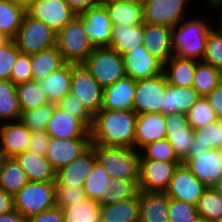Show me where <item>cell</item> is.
Returning a JSON list of instances; mask_svg holds the SVG:
<instances>
[{"instance_id": "db71d44e", "label": "cell", "mask_w": 222, "mask_h": 222, "mask_svg": "<svg viewBox=\"0 0 222 222\" xmlns=\"http://www.w3.org/2000/svg\"><path fill=\"white\" fill-rule=\"evenodd\" d=\"M51 137L45 130L31 131V137L28 145V151L35 154L46 156Z\"/></svg>"}, {"instance_id": "f546056e", "label": "cell", "mask_w": 222, "mask_h": 222, "mask_svg": "<svg viewBox=\"0 0 222 222\" xmlns=\"http://www.w3.org/2000/svg\"><path fill=\"white\" fill-rule=\"evenodd\" d=\"M100 220L101 222H139V193L135 198L101 205Z\"/></svg>"}, {"instance_id": "89a4df30", "label": "cell", "mask_w": 222, "mask_h": 222, "mask_svg": "<svg viewBox=\"0 0 222 222\" xmlns=\"http://www.w3.org/2000/svg\"><path fill=\"white\" fill-rule=\"evenodd\" d=\"M197 222H214V220H209V219H206V218L199 217Z\"/></svg>"}, {"instance_id": "7c38bea8", "label": "cell", "mask_w": 222, "mask_h": 222, "mask_svg": "<svg viewBox=\"0 0 222 222\" xmlns=\"http://www.w3.org/2000/svg\"><path fill=\"white\" fill-rule=\"evenodd\" d=\"M26 12L56 33L78 14L64 0H39L31 5Z\"/></svg>"}, {"instance_id": "1f68e13d", "label": "cell", "mask_w": 222, "mask_h": 222, "mask_svg": "<svg viewBox=\"0 0 222 222\" xmlns=\"http://www.w3.org/2000/svg\"><path fill=\"white\" fill-rule=\"evenodd\" d=\"M143 45V23L113 25L110 47L122 56Z\"/></svg>"}, {"instance_id": "f1b7e54d", "label": "cell", "mask_w": 222, "mask_h": 222, "mask_svg": "<svg viewBox=\"0 0 222 222\" xmlns=\"http://www.w3.org/2000/svg\"><path fill=\"white\" fill-rule=\"evenodd\" d=\"M198 62L195 59L181 58L173 55L164 64V74L168 84L176 87H192Z\"/></svg>"}, {"instance_id": "e7e4bbea", "label": "cell", "mask_w": 222, "mask_h": 222, "mask_svg": "<svg viewBox=\"0 0 222 222\" xmlns=\"http://www.w3.org/2000/svg\"><path fill=\"white\" fill-rule=\"evenodd\" d=\"M213 188L222 197V177L213 185Z\"/></svg>"}, {"instance_id": "bcb514c9", "label": "cell", "mask_w": 222, "mask_h": 222, "mask_svg": "<svg viewBox=\"0 0 222 222\" xmlns=\"http://www.w3.org/2000/svg\"><path fill=\"white\" fill-rule=\"evenodd\" d=\"M203 62L222 70V31L213 26L207 36Z\"/></svg>"}, {"instance_id": "91938a15", "label": "cell", "mask_w": 222, "mask_h": 222, "mask_svg": "<svg viewBox=\"0 0 222 222\" xmlns=\"http://www.w3.org/2000/svg\"><path fill=\"white\" fill-rule=\"evenodd\" d=\"M0 222H27V218L14 209L11 212L0 214Z\"/></svg>"}, {"instance_id": "52a82bcc", "label": "cell", "mask_w": 222, "mask_h": 222, "mask_svg": "<svg viewBox=\"0 0 222 222\" xmlns=\"http://www.w3.org/2000/svg\"><path fill=\"white\" fill-rule=\"evenodd\" d=\"M14 209L24 217L39 214L55 204L54 182H28L13 195Z\"/></svg>"}, {"instance_id": "30bf717a", "label": "cell", "mask_w": 222, "mask_h": 222, "mask_svg": "<svg viewBox=\"0 0 222 222\" xmlns=\"http://www.w3.org/2000/svg\"><path fill=\"white\" fill-rule=\"evenodd\" d=\"M193 0H146L143 6L144 23L174 28L186 18V6Z\"/></svg>"}, {"instance_id": "be15d7a7", "label": "cell", "mask_w": 222, "mask_h": 222, "mask_svg": "<svg viewBox=\"0 0 222 222\" xmlns=\"http://www.w3.org/2000/svg\"><path fill=\"white\" fill-rule=\"evenodd\" d=\"M215 10H216L215 14L219 15V17H218L219 20H218V23H217L216 27H218L222 31V5H219Z\"/></svg>"}, {"instance_id": "d4e9b609", "label": "cell", "mask_w": 222, "mask_h": 222, "mask_svg": "<svg viewBox=\"0 0 222 222\" xmlns=\"http://www.w3.org/2000/svg\"><path fill=\"white\" fill-rule=\"evenodd\" d=\"M139 222H169V197L165 192L139 190Z\"/></svg>"}, {"instance_id": "603a6c76", "label": "cell", "mask_w": 222, "mask_h": 222, "mask_svg": "<svg viewBox=\"0 0 222 222\" xmlns=\"http://www.w3.org/2000/svg\"><path fill=\"white\" fill-rule=\"evenodd\" d=\"M96 161L94 150L92 146H90L82 155L56 173L54 184H64L83 188L85 179L93 170Z\"/></svg>"}, {"instance_id": "03108f58", "label": "cell", "mask_w": 222, "mask_h": 222, "mask_svg": "<svg viewBox=\"0 0 222 222\" xmlns=\"http://www.w3.org/2000/svg\"><path fill=\"white\" fill-rule=\"evenodd\" d=\"M111 1H117V2H123V3H136V4L144 6L146 0H111Z\"/></svg>"}, {"instance_id": "003e7915", "label": "cell", "mask_w": 222, "mask_h": 222, "mask_svg": "<svg viewBox=\"0 0 222 222\" xmlns=\"http://www.w3.org/2000/svg\"><path fill=\"white\" fill-rule=\"evenodd\" d=\"M10 40L11 38H9L7 35L0 33V47L7 44Z\"/></svg>"}, {"instance_id": "4dcf8cb0", "label": "cell", "mask_w": 222, "mask_h": 222, "mask_svg": "<svg viewBox=\"0 0 222 222\" xmlns=\"http://www.w3.org/2000/svg\"><path fill=\"white\" fill-rule=\"evenodd\" d=\"M222 148V121L217 120L204 127L194 129V141L190 146L185 163L189 158L195 157V153L206 152L209 149Z\"/></svg>"}, {"instance_id": "7dc6e473", "label": "cell", "mask_w": 222, "mask_h": 222, "mask_svg": "<svg viewBox=\"0 0 222 222\" xmlns=\"http://www.w3.org/2000/svg\"><path fill=\"white\" fill-rule=\"evenodd\" d=\"M188 122L193 129L204 127L217 121L214 109L210 106L205 97H201L188 111Z\"/></svg>"}, {"instance_id": "d6986e66", "label": "cell", "mask_w": 222, "mask_h": 222, "mask_svg": "<svg viewBox=\"0 0 222 222\" xmlns=\"http://www.w3.org/2000/svg\"><path fill=\"white\" fill-rule=\"evenodd\" d=\"M91 146V139H59L51 138L46 158L53 169L58 172L74 161Z\"/></svg>"}, {"instance_id": "7a4b0ae2", "label": "cell", "mask_w": 222, "mask_h": 222, "mask_svg": "<svg viewBox=\"0 0 222 222\" xmlns=\"http://www.w3.org/2000/svg\"><path fill=\"white\" fill-rule=\"evenodd\" d=\"M197 15L189 18L187 16L172 29L174 55L181 58L195 59L201 61L206 46V39L210 29L216 23ZM189 18V19H188ZM209 21V22H208Z\"/></svg>"}, {"instance_id": "8d00e7d4", "label": "cell", "mask_w": 222, "mask_h": 222, "mask_svg": "<svg viewBox=\"0 0 222 222\" xmlns=\"http://www.w3.org/2000/svg\"><path fill=\"white\" fill-rule=\"evenodd\" d=\"M21 109L16 93V84L11 80L0 81V123L19 121Z\"/></svg>"}, {"instance_id": "b9f144b4", "label": "cell", "mask_w": 222, "mask_h": 222, "mask_svg": "<svg viewBox=\"0 0 222 222\" xmlns=\"http://www.w3.org/2000/svg\"><path fill=\"white\" fill-rule=\"evenodd\" d=\"M139 180L110 179V189L99 201L100 205L135 198L139 193Z\"/></svg>"}, {"instance_id": "3957f363", "label": "cell", "mask_w": 222, "mask_h": 222, "mask_svg": "<svg viewBox=\"0 0 222 222\" xmlns=\"http://www.w3.org/2000/svg\"><path fill=\"white\" fill-rule=\"evenodd\" d=\"M97 162L111 178L139 180L141 153L135 148L91 143Z\"/></svg>"}, {"instance_id": "ba28073f", "label": "cell", "mask_w": 222, "mask_h": 222, "mask_svg": "<svg viewBox=\"0 0 222 222\" xmlns=\"http://www.w3.org/2000/svg\"><path fill=\"white\" fill-rule=\"evenodd\" d=\"M70 93L94 116L102 109L103 88L83 65L72 63Z\"/></svg>"}, {"instance_id": "9f6ffc18", "label": "cell", "mask_w": 222, "mask_h": 222, "mask_svg": "<svg viewBox=\"0 0 222 222\" xmlns=\"http://www.w3.org/2000/svg\"><path fill=\"white\" fill-rule=\"evenodd\" d=\"M214 109L217 119L222 121V82L205 96Z\"/></svg>"}, {"instance_id": "9c48e42d", "label": "cell", "mask_w": 222, "mask_h": 222, "mask_svg": "<svg viewBox=\"0 0 222 222\" xmlns=\"http://www.w3.org/2000/svg\"><path fill=\"white\" fill-rule=\"evenodd\" d=\"M167 84L164 72L152 78L136 81L133 111L137 115L163 114V97Z\"/></svg>"}, {"instance_id": "5b68a950", "label": "cell", "mask_w": 222, "mask_h": 222, "mask_svg": "<svg viewBox=\"0 0 222 222\" xmlns=\"http://www.w3.org/2000/svg\"><path fill=\"white\" fill-rule=\"evenodd\" d=\"M83 65L103 89L125 77L124 58L111 47H96Z\"/></svg>"}, {"instance_id": "ac0fdd59", "label": "cell", "mask_w": 222, "mask_h": 222, "mask_svg": "<svg viewBox=\"0 0 222 222\" xmlns=\"http://www.w3.org/2000/svg\"><path fill=\"white\" fill-rule=\"evenodd\" d=\"M166 139L170 142L177 157L183 161L194 141V129L188 122L187 114L175 113L165 115Z\"/></svg>"}, {"instance_id": "c3c4849f", "label": "cell", "mask_w": 222, "mask_h": 222, "mask_svg": "<svg viewBox=\"0 0 222 222\" xmlns=\"http://www.w3.org/2000/svg\"><path fill=\"white\" fill-rule=\"evenodd\" d=\"M54 196L55 204L59 208H64L71 204L82 203L87 200L83 188L64 184H54Z\"/></svg>"}, {"instance_id": "5bb4252c", "label": "cell", "mask_w": 222, "mask_h": 222, "mask_svg": "<svg viewBox=\"0 0 222 222\" xmlns=\"http://www.w3.org/2000/svg\"><path fill=\"white\" fill-rule=\"evenodd\" d=\"M82 27L96 47H110L112 22L106 8L100 3L80 13Z\"/></svg>"}, {"instance_id": "6125c7cd", "label": "cell", "mask_w": 222, "mask_h": 222, "mask_svg": "<svg viewBox=\"0 0 222 222\" xmlns=\"http://www.w3.org/2000/svg\"><path fill=\"white\" fill-rule=\"evenodd\" d=\"M19 5L24 8L25 10H27L31 5H33L36 1L39 0H16Z\"/></svg>"}, {"instance_id": "d590c367", "label": "cell", "mask_w": 222, "mask_h": 222, "mask_svg": "<svg viewBox=\"0 0 222 222\" xmlns=\"http://www.w3.org/2000/svg\"><path fill=\"white\" fill-rule=\"evenodd\" d=\"M26 10L16 0H0V33L14 39Z\"/></svg>"}, {"instance_id": "d6a6232c", "label": "cell", "mask_w": 222, "mask_h": 222, "mask_svg": "<svg viewBox=\"0 0 222 222\" xmlns=\"http://www.w3.org/2000/svg\"><path fill=\"white\" fill-rule=\"evenodd\" d=\"M101 4L106 8L112 25L128 24L134 26L144 23L142 5L111 0H101Z\"/></svg>"}, {"instance_id": "11a10c76", "label": "cell", "mask_w": 222, "mask_h": 222, "mask_svg": "<svg viewBox=\"0 0 222 222\" xmlns=\"http://www.w3.org/2000/svg\"><path fill=\"white\" fill-rule=\"evenodd\" d=\"M27 222H65L61 208L54 206L27 218Z\"/></svg>"}, {"instance_id": "7bdbcfd3", "label": "cell", "mask_w": 222, "mask_h": 222, "mask_svg": "<svg viewBox=\"0 0 222 222\" xmlns=\"http://www.w3.org/2000/svg\"><path fill=\"white\" fill-rule=\"evenodd\" d=\"M199 217L209 220L222 218V197L213 186L207 187L196 205Z\"/></svg>"}, {"instance_id": "484cf974", "label": "cell", "mask_w": 222, "mask_h": 222, "mask_svg": "<svg viewBox=\"0 0 222 222\" xmlns=\"http://www.w3.org/2000/svg\"><path fill=\"white\" fill-rule=\"evenodd\" d=\"M72 63H65L61 68L45 78L37 80L38 87L47 96L50 103L58 104L71 89Z\"/></svg>"}, {"instance_id": "cb8c5ba5", "label": "cell", "mask_w": 222, "mask_h": 222, "mask_svg": "<svg viewBox=\"0 0 222 222\" xmlns=\"http://www.w3.org/2000/svg\"><path fill=\"white\" fill-rule=\"evenodd\" d=\"M31 131L21 121L0 124V147L5 157H15L28 149Z\"/></svg>"}, {"instance_id": "44dd1931", "label": "cell", "mask_w": 222, "mask_h": 222, "mask_svg": "<svg viewBox=\"0 0 222 222\" xmlns=\"http://www.w3.org/2000/svg\"><path fill=\"white\" fill-rule=\"evenodd\" d=\"M166 120L162 113L137 115L134 148L141 150L148 143L166 139Z\"/></svg>"}, {"instance_id": "9a60e30c", "label": "cell", "mask_w": 222, "mask_h": 222, "mask_svg": "<svg viewBox=\"0 0 222 222\" xmlns=\"http://www.w3.org/2000/svg\"><path fill=\"white\" fill-rule=\"evenodd\" d=\"M123 58L125 76L135 81L152 78L164 72V63L156 56L151 55L144 45L125 53Z\"/></svg>"}, {"instance_id": "277c9868", "label": "cell", "mask_w": 222, "mask_h": 222, "mask_svg": "<svg viewBox=\"0 0 222 222\" xmlns=\"http://www.w3.org/2000/svg\"><path fill=\"white\" fill-rule=\"evenodd\" d=\"M56 46L66 63H83L95 46L82 27L80 13L56 34Z\"/></svg>"}, {"instance_id": "2e32d148", "label": "cell", "mask_w": 222, "mask_h": 222, "mask_svg": "<svg viewBox=\"0 0 222 222\" xmlns=\"http://www.w3.org/2000/svg\"><path fill=\"white\" fill-rule=\"evenodd\" d=\"M184 164L207 187L213 186L222 177L221 149L195 153V157L189 158Z\"/></svg>"}, {"instance_id": "8992f818", "label": "cell", "mask_w": 222, "mask_h": 222, "mask_svg": "<svg viewBox=\"0 0 222 222\" xmlns=\"http://www.w3.org/2000/svg\"><path fill=\"white\" fill-rule=\"evenodd\" d=\"M56 34L46 24L26 12L14 41L21 53L32 55L54 47Z\"/></svg>"}, {"instance_id": "74e56055", "label": "cell", "mask_w": 222, "mask_h": 222, "mask_svg": "<svg viewBox=\"0 0 222 222\" xmlns=\"http://www.w3.org/2000/svg\"><path fill=\"white\" fill-rule=\"evenodd\" d=\"M222 82V70L203 61L196 65L193 88L201 97H205Z\"/></svg>"}, {"instance_id": "f907efd6", "label": "cell", "mask_w": 222, "mask_h": 222, "mask_svg": "<svg viewBox=\"0 0 222 222\" xmlns=\"http://www.w3.org/2000/svg\"><path fill=\"white\" fill-rule=\"evenodd\" d=\"M57 106L72 116L80 119L89 129L93 125V115L73 94L68 93Z\"/></svg>"}, {"instance_id": "836d02e7", "label": "cell", "mask_w": 222, "mask_h": 222, "mask_svg": "<svg viewBox=\"0 0 222 222\" xmlns=\"http://www.w3.org/2000/svg\"><path fill=\"white\" fill-rule=\"evenodd\" d=\"M66 62L58 50L54 47L31 55L32 80L47 77L52 72L61 68Z\"/></svg>"}, {"instance_id": "83f0119b", "label": "cell", "mask_w": 222, "mask_h": 222, "mask_svg": "<svg viewBox=\"0 0 222 222\" xmlns=\"http://www.w3.org/2000/svg\"><path fill=\"white\" fill-rule=\"evenodd\" d=\"M200 98L201 96L193 87H176L167 84L163 97V114H187Z\"/></svg>"}, {"instance_id": "7402d4cb", "label": "cell", "mask_w": 222, "mask_h": 222, "mask_svg": "<svg viewBox=\"0 0 222 222\" xmlns=\"http://www.w3.org/2000/svg\"><path fill=\"white\" fill-rule=\"evenodd\" d=\"M135 88L136 81L126 76L104 88L101 110L133 111Z\"/></svg>"}, {"instance_id": "e0dca14e", "label": "cell", "mask_w": 222, "mask_h": 222, "mask_svg": "<svg viewBox=\"0 0 222 222\" xmlns=\"http://www.w3.org/2000/svg\"><path fill=\"white\" fill-rule=\"evenodd\" d=\"M46 132L51 138L91 139L90 129L78 118L57 105L48 122Z\"/></svg>"}, {"instance_id": "f35d334b", "label": "cell", "mask_w": 222, "mask_h": 222, "mask_svg": "<svg viewBox=\"0 0 222 222\" xmlns=\"http://www.w3.org/2000/svg\"><path fill=\"white\" fill-rule=\"evenodd\" d=\"M65 222H101L99 201L87 199L82 203L61 208Z\"/></svg>"}, {"instance_id": "ab89813d", "label": "cell", "mask_w": 222, "mask_h": 222, "mask_svg": "<svg viewBox=\"0 0 222 222\" xmlns=\"http://www.w3.org/2000/svg\"><path fill=\"white\" fill-rule=\"evenodd\" d=\"M110 179L108 172L96 161L84 182L83 191L87 199L100 201L110 189Z\"/></svg>"}, {"instance_id": "6da1fadb", "label": "cell", "mask_w": 222, "mask_h": 222, "mask_svg": "<svg viewBox=\"0 0 222 222\" xmlns=\"http://www.w3.org/2000/svg\"><path fill=\"white\" fill-rule=\"evenodd\" d=\"M136 121L134 111L100 110L93 116L91 143L134 148Z\"/></svg>"}, {"instance_id": "e575fe53", "label": "cell", "mask_w": 222, "mask_h": 222, "mask_svg": "<svg viewBox=\"0 0 222 222\" xmlns=\"http://www.w3.org/2000/svg\"><path fill=\"white\" fill-rule=\"evenodd\" d=\"M29 179L14 157H5L0 169V188L15 195Z\"/></svg>"}, {"instance_id": "a7ac6f4b", "label": "cell", "mask_w": 222, "mask_h": 222, "mask_svg": "<svg viewBox=\"0 0 222 222\" xmlns=\"http://www.w3.org/2000/svg\"><path fill=\"white\" fill-rule=\"evenodd\" d=\"M4 158H5V155L3 153V150L0 147V169L2 167V162H3Z\"/></svg>"}, {"instance_id": "4316f807", "label": "cell", "mask_w": 222, "mask_h": 222, "mask_svg": "<svg viewBox=\"0 0 222 222\" xmlns=\"http://www.w3.org/2000/svg\"><path fill=\"white\" fill-rule=\"evenodd\" d=\"M14 158L26 173L30 182H54L56 180L57 172L46 156L26 150Z\"/></svg>"}, {"instance_id": "6f0895ef", "label": "cell", "mask_w": 222, "mask_h": 222, "mask_svg": "<svg viewBox=\"0 0 222 222\" xmlns=\"http://www.w3.org/2000/svg\"><path fill=\"white\" fill-rule=\"evenodd\" d=\"M76 13L101 3V0H64Z\"/></svg>"}, {"instance_id": "681fc988", "label": "cell", "mask_w": 222, "mask_h": 222, "mask_svg": "<svg viewBox=\"0 0 222 222\" xmlns=\"http://www.w3.org/2000/svg\"><path fill=\"white\" fill-rule=\"evenodd\" d=\"M169 222H197L199 215L195 205L169 198Z\"/></svg>"}, {"instance_id": "f6af8a7d", "label": "cell", "mask_w": 222, "mask_h": 222, "mask_svg": "<svg viewBox=\"0 0 222 222\" xmlns=\"http://www.w3.org/2000/svg\"><path fill=\"white\" fill-rule=\"evenodd\" d=\"M141 160H160L165 162H182L167 139L148 143L141 150Z\"/></svg>"}, {"instance_id": "8fae6325", "label": "cell", "mask_w": 222, "mask_h": 222, "mask_svg": "<svg viewBox=\"0 0 222 222\" xmlns=\"http://www.w3.org/2000/svg\"><path fill=\"white\" fill-rule=\"evenodd\" d=\"M206 188L207 186L199 181L184 163H180L174 170L165 193L169 198L196 206Z\"/></svg>"}, {"instance_id": "60d3db41", "label": "cell", "mask_w": 222, "mask_h": 222, "mask_svg": "<svg viewBox=\"0 0 222 222\" xmlns=\"http://www.w3.org/2000/svg\"><path fill=\"white\" fill-rule=\"evenodd\" d=\"M16 93L21 111L38 108L50 103L47 96L38 87L36 80L17 84Z\"/></svg>"}, {"instance_id": "ee69618b", "label": "cell", "mask_w": 222, "mask_h": 222, "mask_svg": "<svg viewBox=\"0 0 222 222\" xmlns=\"http://www.w3.org/2000/svg\"><path fill=\"white\" fill-rule=\"evenodd\" d=\"M55 103H48L38 108L21 111L20 120L30 131H41L47 129L48 122L55 109Z\"/></svg>"}, {"instance_id": "f5cc1de1", "label": "cell", "mask_w": 222, "mask_h": 222, "mask_svg": "<svg viewBox=\"0 0 222 222\" xmlns=\"http://www.w3.org/2000/svg\"><path fill=\"white\" fill-rule=\"evenodd\" d=\"M32 80L31 55L19 53L11 73V81L16 85Z\"/></svg>"}, {"instance_id": "2644e50d", "label": "cell", "mask_w": 222, "mask_h": 222, "mask_svg": "<svg viewBox=\"0 0 222 222\" xmlns=\"http://www.w3.org/2000/svg\"><path fill=\"white\" fill-rule=\"evenodd\" d=\"M214 222H222V218L218 219V220H215Z\"/></svg>"}, {"instance_id": "680465c9", "label": "cell", "mask_w": 222, "mask_h": 222, "mask_svg": "<svg viewBox=\"0 0 222 222\" xmlns=\"http://www.w3.org/2000/svg\"><path fill=\"white\" fill-rule=\"evenodd\" d=\"M14 210L13 195L0 188V214H5Z\"/></svg>"}, {"instance_id": "ffe728a7", "label": "cell", "mask_w": 222, "mask_h": 222, "mask_svg": "<svg viewBox=\"0 0 222 222\" xmlns=\"http://www.w3.org/2000/svg\"><path fill=\"white\" fill-rule=\"evenodd\" d=\"M143 45L165 64L174 55L172 28L143 23Z\"/></svg>"}, {"instance_id": "94428289", "label": "cell", "mask_w": 222, "mask_h": 222, "mask_svg": "<svg viewBox=\"0 0 222 222\" xmlns=\"http://www.w3.org/2000/svg\"><path fill=\"white\" fill-rule=\"evenodd\" d=\"M205 3V5H206V7L207 8H211L212 10H215L219 5H222V0H205L204 1Z\"/></svg>"}, {"instance_id": "4fadbf2b", "label": "cell", "mask_w": 222, "mask_h": 222, "mask_svg": "<svg viewBox=\"0 0 222 222\" xmlns=\"http://www.w3.org/2000/svg\"><path fill=\"white\" fill-rule=\"evenodd\" d=\"M182 162H165L160 160H141L139 190L165 192L169 186L174 170Z\"/></svg>"}, {"instance_id": "816d5d0a", "label": "cell", "mask_w": 222, "mask_h": 222, "mask_svg": "<svg viewBox=\"0 0 222 222\" xmlns=\"http://www.w3.org/2000/svg\"><path fill=\"white\" fill-rule=\"evenodd\" d=\"M20 53L14 39L0 47V81L11 80L14 63Z\"/></svg>"}]
</instances>
